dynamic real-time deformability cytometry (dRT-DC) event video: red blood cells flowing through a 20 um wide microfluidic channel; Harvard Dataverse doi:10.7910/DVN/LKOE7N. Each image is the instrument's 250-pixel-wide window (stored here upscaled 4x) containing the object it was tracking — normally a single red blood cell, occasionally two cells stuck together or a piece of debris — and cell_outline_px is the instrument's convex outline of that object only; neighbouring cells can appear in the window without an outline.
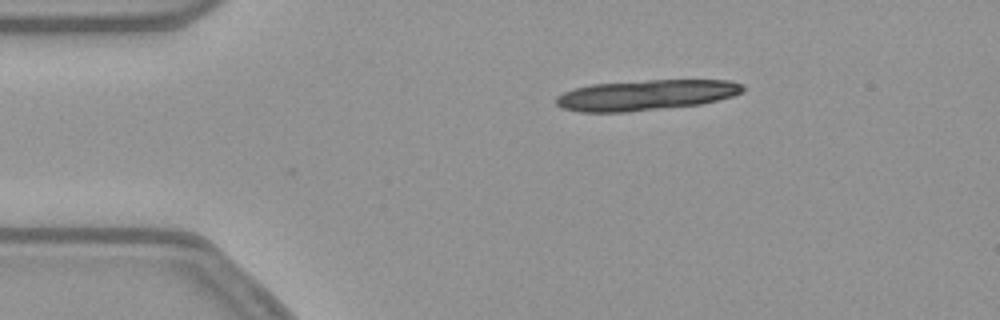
{"species": "common noctule bat (a hibernating species)", "species_latin": "Nyctalus noctula", "temperature_condition": "warm", "stored_images_in_passage": 3, "camera_frame_rate_fps": 3000, "um_per_image_px": 0.085, "animal": {"sex": "female", "body_mass_g": 21.9}, "frame": {"image": 1, "passage_image": 1, "time_ms": 0.0, "image_size_px": [1000, 320], "cell_outline_px": [[744, 92], [732, 96], [700, 104], [628, 112], [580, 112], [560, 108], [556, 104], [556, 96], [572, 88], [592, 84], [648, 80], [732, 80], [744, 84]], "centroid_in_image_um": [54.89, 8.08], "position_along_channel_um": 30.1, "area_um2": 33.35}}